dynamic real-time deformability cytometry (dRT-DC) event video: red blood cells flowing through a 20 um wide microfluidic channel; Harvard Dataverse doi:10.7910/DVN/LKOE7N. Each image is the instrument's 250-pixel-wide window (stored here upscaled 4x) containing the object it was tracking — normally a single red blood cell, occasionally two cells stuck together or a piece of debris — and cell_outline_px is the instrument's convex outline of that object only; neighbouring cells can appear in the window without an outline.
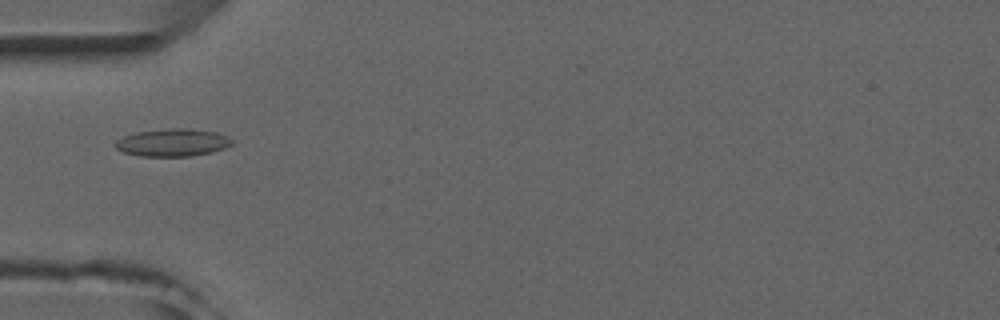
{"species": "common noctule bat (a hibernating species)", "species_latin": "Nyctalus noctula", "temperature_condition": "room temperature", "stored_images_in_passage": 5, "camera_frame_rate_fps": 3000, "um_per_image_px": 0.085, "animal": {"sex": "male", "forearm_length_mm": 52.5}, "frame": {"image": 1, "passage_image": 5, "time_ms": 5.333, "image_size_px": [1000, 320], "cell_outline_px": [[232, 144], [224, 148], [212, 152], [192, 156], [140, 156], [124, 152], [116, 148], [112, 144], [116, 140], [124, 136], [136, 132], [168, 128], [188, 128], [216, 132], [228, 136], [232, 140]], "centroid_in_image_um": [14.66, 12.11], "position_along_channel_um": 70.3, "area_um2": 18.84}}